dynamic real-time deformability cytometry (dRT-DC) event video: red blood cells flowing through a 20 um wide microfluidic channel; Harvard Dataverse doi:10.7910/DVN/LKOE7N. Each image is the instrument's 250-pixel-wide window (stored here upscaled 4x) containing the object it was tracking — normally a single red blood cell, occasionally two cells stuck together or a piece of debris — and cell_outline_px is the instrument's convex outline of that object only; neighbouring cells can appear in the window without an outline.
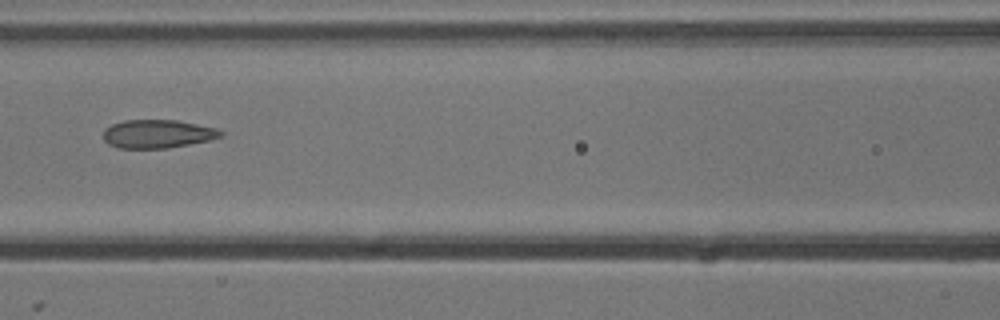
{"species": "common noctule bat (a hibernating species)", "species_latin": "Nyctalus noctula", "temperature_condition": "cold", "stored_images_in_passage": 9, "camera_frame_rate_fps": 3000, "um_per_image_px": 0.085, "animal": {"sex": "male", "body_mass_g": 13.3}, "frame": {"image": 1, "passage_image": 7, "time_ms": 2.0, "image_size_px": [1000, 320], "cell_outline_px": [[224, 136], [212, 140], [168, 148], [120, 148], [108, 144], [104, 140], [104, 128], [112, 124], [124, 120], [176, 120], [216, 128], [224, 132]], "centroid_in_image_um": [13.42, 11.38], "position_along_channel_um": 153.2, "area_um2": 19.54}}
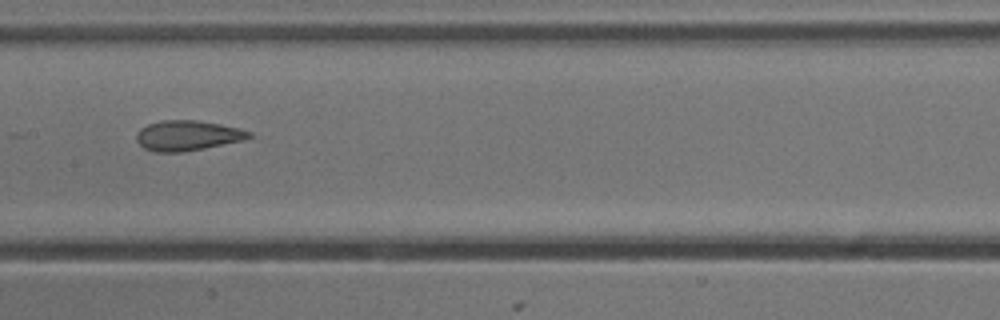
{"frame": {"image": 2, "passage_image": 8, "time_ms": 2.333, "image_size_px": [1000, 320], "cell_outline_px": [[252, 136], [244, 140], [204, 148], [180, 152], [156, 152], [144, 148], [136, 140], [136, 132], [140, 128], [148, 124], [160, 120], [196, 120], [220, 124], [240, 128], [252, 132]], "centroid_in_image_um": [15.93, 11.51], "position_along_channel_um": 191.5, "area_um2": 19.83}}
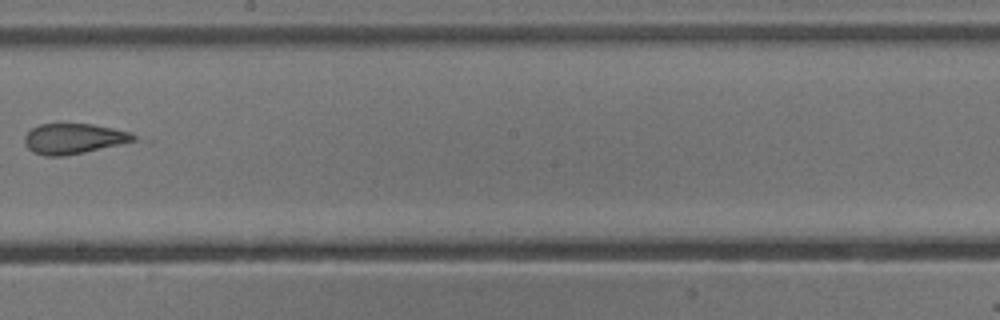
{"frame": {"image": 3, "passage_image": 9, "time_ms": 2.667, "image_size_px": [1000, 320], "cell_outline_px": [[136, 140], [84, 152], [64, 156], [44, 156], [32, 152], [24, 144], [24, 136], [32, 128], [40, 124], [92, 124], [132, 132], [136, 136]], "centroid_in_image_um": [6.22, 11.79], "position_along_channel_um": 242.0, "area_um2": 19.19}}